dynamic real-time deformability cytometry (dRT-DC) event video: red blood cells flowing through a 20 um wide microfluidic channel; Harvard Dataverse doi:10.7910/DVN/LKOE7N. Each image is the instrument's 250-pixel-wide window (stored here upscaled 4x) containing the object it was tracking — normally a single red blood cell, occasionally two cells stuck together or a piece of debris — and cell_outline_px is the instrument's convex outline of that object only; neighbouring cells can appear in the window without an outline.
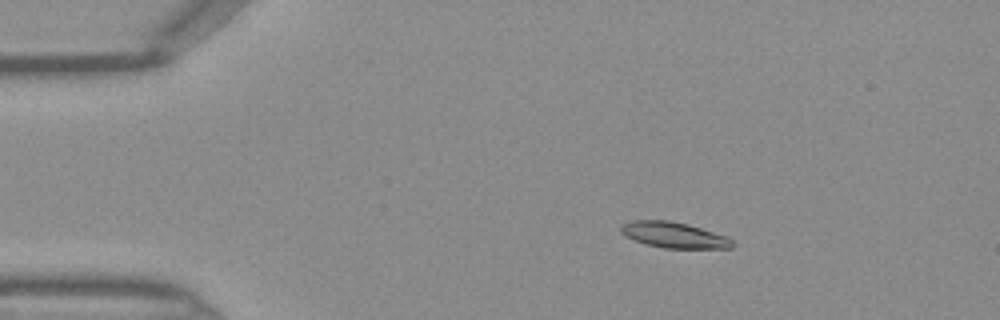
{"species": "Egyptian fruit bat (a non-hibernating species)", "species_latin": "Rousettus aegyptiacus", "temperature_condition": "warm", "stored_images_in_passage": 46, "camera_frame_rate_fps": 3000, "um_per_image_px": 0.085, "frame": {"image": 1, "passage_image": 8, "time_ms": 2.333, "image_size_px": [1000, 320], "cell_outline_px": [[736, 244], [732, 248], [664, 248], [648, 244], [624, 236], [620, 232], [620, 224], [632, 220], [668, 220], [688, 224], [728, 236]], "centroid_in_image_um": [57.3, 19.96], "position_along_channel_um": 27.7, "area_um2": 16.88}}
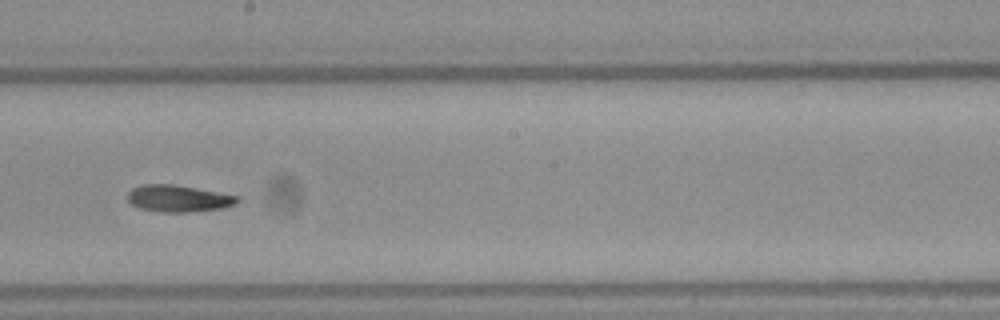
{"frame": {"image": 2, "passage_image": 26, "time_ms": 8.333, "image_size_px": [1000, 320], "cell_outline_px": [[240, 200], [236, 204], [220, 208], [192, 212], [160, 212], [140, 208], [132, 204], [128, 200], [128, 192], [132, 188], [144, 184], [172, 184], [240, 196]], "centroid_in_image_um": [15.17, 16.87], "position_along_channel_um": 233.0, "area_um2": 17.05}}
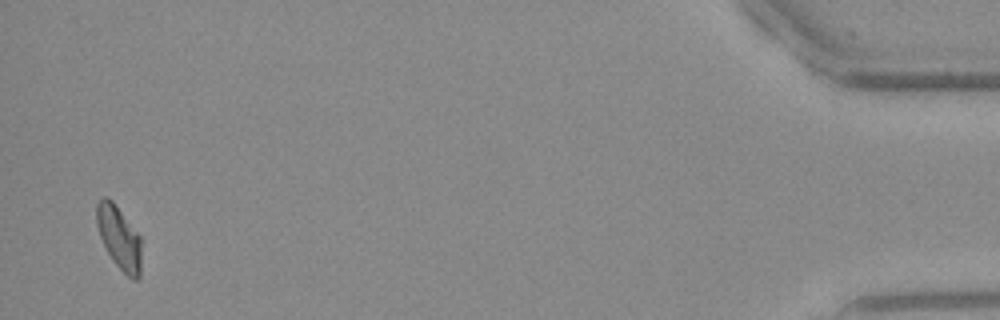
{"frame": {"image": 3, "passage_image": 45, "time_ms": 14.667, "image_size_px": [1000, 320], "cell_outline_px": [[140, 276], [136, 280], [132, 280], [112, 260], [100, 236], [96, 224], [96, 204], [104, 196], [108, 196], [112, 200], [140, 236]], "centroid_in_image_um": [10.11, 20.18], "position_along_channel_um": 425.1, "area_um2": 16.24}}